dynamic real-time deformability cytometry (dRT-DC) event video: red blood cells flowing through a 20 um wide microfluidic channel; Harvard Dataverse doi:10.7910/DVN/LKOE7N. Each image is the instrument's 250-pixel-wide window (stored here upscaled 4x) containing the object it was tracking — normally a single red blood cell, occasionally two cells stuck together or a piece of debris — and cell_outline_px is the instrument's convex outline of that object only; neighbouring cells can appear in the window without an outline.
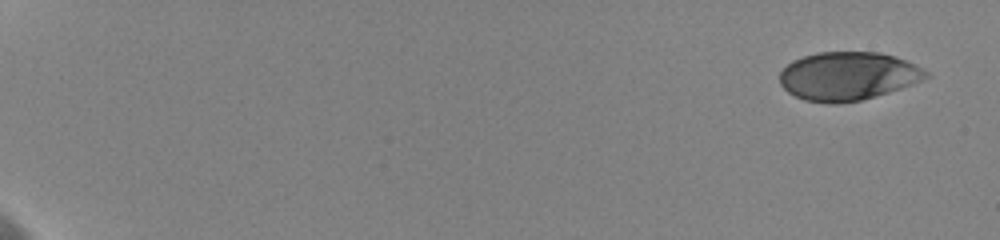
{"species": "human", "species_latin": "Homo sapiens", "temperature_condition": "cold", "stored_images_in_passage": 86, "camera_frame_rate_fps": 3000, "um_per_image_px": 0.085, "donor": {"sex": "female"}, "frame": {"image": 1, "passage_image": 1, "time_ms": 0.0, "image_size_px": [1000, 240], "cell_outline_px": [[932, 76], [912, 84], [876, 96], [860, 100], [836, 104], [828, 104], [804, 100], [788, 92], [780, 84], [780, 72], [792, 60], [816, 52], [880, 52], [896, 56], [916, 64], [928, 72]], "centroid_in_image_um": [72.08, 6.46], "position_along_channel_um": 12.9, "area_um2": 41.44}}
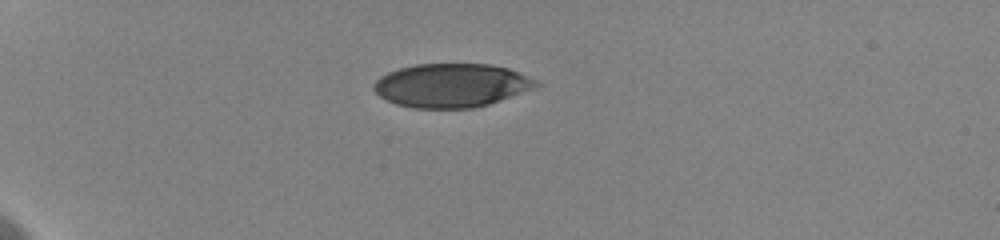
{"frame": {"image": 2, "passage_image": 22, "time_ms": 5.0, "image_size_px": [1000, 240], "cell_outline_px": [[540, 84], [532, 88], [488, 104], [472, 108], [412, 108], [396, 104], [380, 96], [372, 88], [372, 84], [380, 76], [388, 72], [400, 68], [416, 64], [492, 64], [508, 68], [536, 80]], "centroid_in_image_um": [38.32, 7.25], "position_along_channel_um": 46.7, "area_um2": 40.98}}
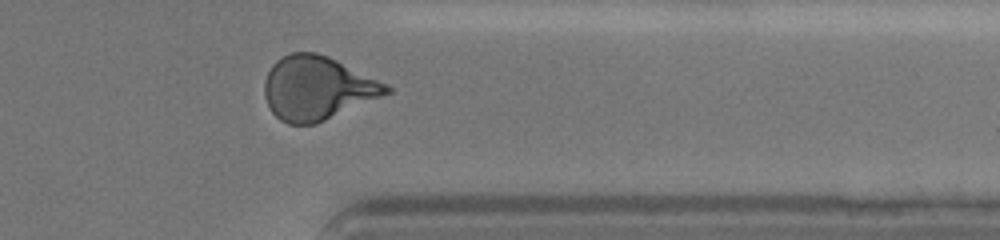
{"frame": {"image": 3, "passage_image": 72, "time_ms": 15.667, "image_size_px": [1000, 240], "cell_outline_px": [[392, 92], [316, 124], [288, 124], [280, 120], [272, 112], [264, 96], [264, 80], [272, 64], [276, 60], [292, 52], [316, 52], [328, 56], [388, 84], [392, 88]], "centroid_in_image_um": [26.96, 7.49], "position_along_channel_um": 384.4, "area_um2": 45.2}, "authors_computed_cell_mechanics": {"area_um2": 43.9858, "velocity_mm_per_s": 3.6244, "shape_relaxation_time_tau1_ms": 4.8445, "shape_relaxation_time_tau2_ms": 1.013, "deformation_change_tau1": 0.1866, "deformation_change_tau2": 0.0627}}